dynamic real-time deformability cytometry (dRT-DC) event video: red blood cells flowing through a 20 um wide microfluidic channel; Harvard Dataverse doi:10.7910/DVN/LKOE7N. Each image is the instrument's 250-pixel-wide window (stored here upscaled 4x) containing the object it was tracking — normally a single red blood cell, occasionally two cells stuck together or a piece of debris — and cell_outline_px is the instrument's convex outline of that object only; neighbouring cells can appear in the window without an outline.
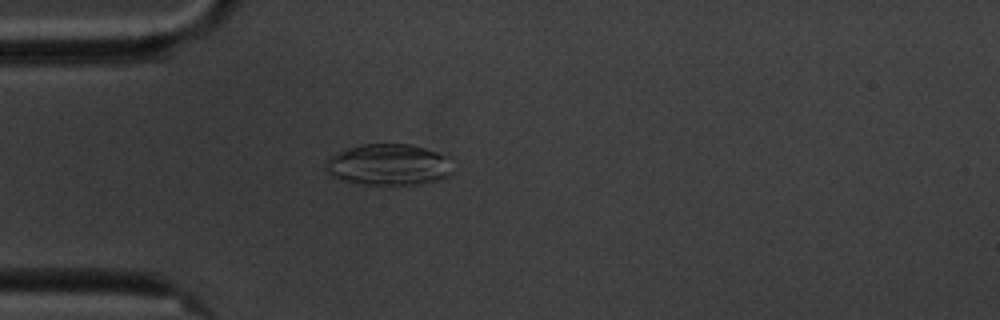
{"species": "common noctule bat (a hibernating species)", "species_latin": "Nyctalus noctula", "temperature_condition": "cold", "stored_images_in_passage": 9, "camera_frame_rate_fps": 3000, "um_per_image_px": 0.085, "animal": {"sex": "male", "body_mass_g": 20.1, "forearm_length_mm": 53.5}, "frame": {"image": 1, "passage_image": 3, "time_ms": 2.333, "image_size_px": [1000, 320], "cell_outline_px": [[452, 172], [448, 176], [436, 180], [416, 184], [384, 188], [344, 180], [332, 176], [324, 168], [324, 160], [328, 156], [336, 152], [348, 148], [364, 144], [408, 144], [424, 148], [448, 156]], "centroid_in_image_um": [32.98, 14.03], "position_along_channel_um": 52.0, "area_um2": 31.21}}
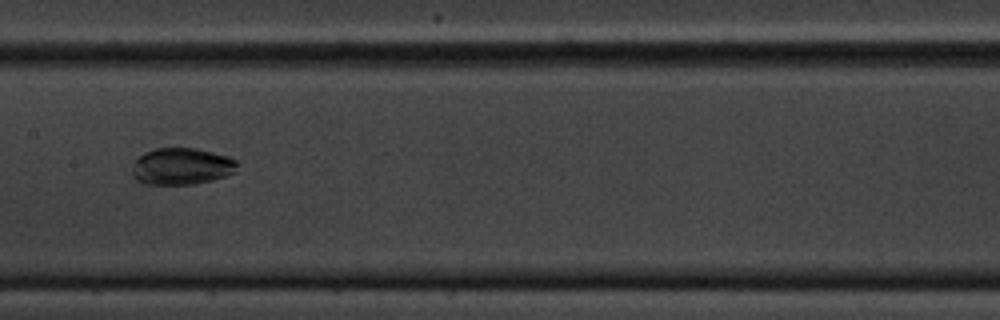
{"frame": {"image": 2, "passage_image": 7, "time_ms": 6.667, "image_size_px": [1000, 320], "cell_outline_px": [[240, 164], [236, 172], [212, 180], [192, 184], [144, 184], [136, 180], [132, 176], [132, 164], [144, 152], [156, 148], [196, 148], [228, 156], [236, 160]], "centroid_in_image_um": [15.44, 14.14], "position_along_channel_um": 192.0, "area_um2": 22.72}}
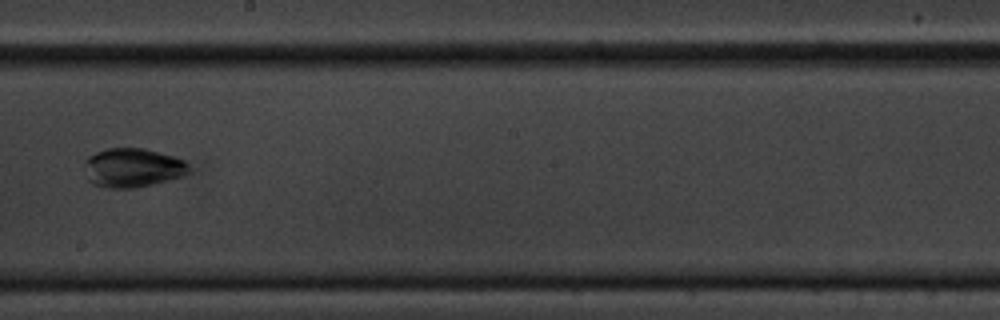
{"frame": {"image": 3, "passage_image": 8, "time_ms": 8.0, "image_size_px": [1000, 320], "cell_outline_px": [[188, 172], [180, 176], [152, 184], [136, 188], [108, 188], [92, 184], [84, 176], [84, 164], [88, 156], [96, 152], [108, 148], [144, 148], [176, 156], [184, 160], [188, 164]], "centroid_in_image_um": [11.22, 14.25], "position_along_channel_um": 237.0, "area_um2": 23.93}}